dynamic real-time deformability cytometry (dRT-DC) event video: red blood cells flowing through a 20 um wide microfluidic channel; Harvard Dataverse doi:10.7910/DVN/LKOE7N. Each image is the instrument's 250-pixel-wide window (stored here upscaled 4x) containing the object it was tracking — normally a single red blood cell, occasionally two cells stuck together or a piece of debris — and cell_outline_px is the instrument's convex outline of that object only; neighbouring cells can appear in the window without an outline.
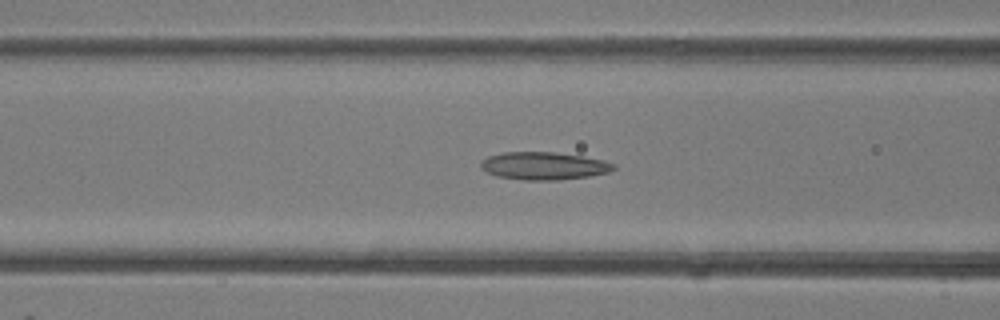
{"species": "common noctule bat (a hibernating species)", "species_latin": "Nyctalus noctula", "temperature_condition": "room temperature", "stored_images_in_passage": 41, "camera_frame_rate_fps": 3000, "um_per_image_px": 0.085, "animal": {"sex": "female"}, "frame": {"image": 1, "passage_image": 17, "time_ms": 5.333, "image_size_px": [1000, 320], "cell_outline_px": [[616, 168], [608, 172], [588, 176], [560, 180], [524, 180], [496, 176], [480, 168], [480, 160], [488, 156], [504, 152], [556, 152], [584, 156], [604, 160], [616, 164]], "centroid_in_image_um": [46.22, 14.09], "position_along_channel_um": 120.4, "area_um2": 21.62}}
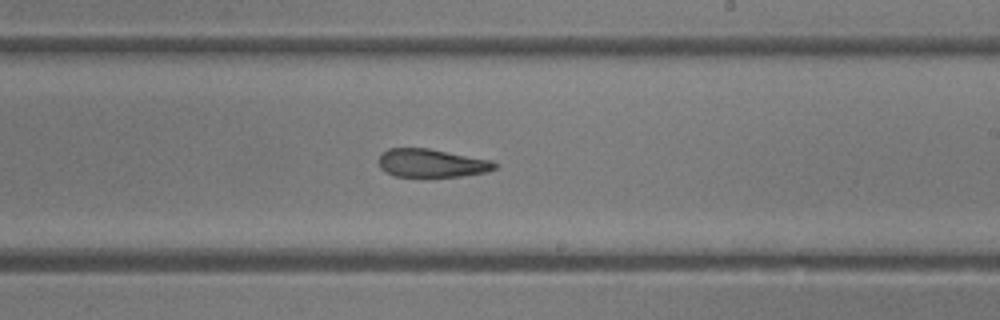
{"frame": {"image": 2, "passage_image": 25, "time_ms": 8.0, "image_size_px": [1000, 320], "cell_outline_px": [[500, 164], [496, 168], [484, 172], [460, 176], [396, 176], [380, 168], [376, 160], [388, 148], [428, 148], [492, 160]], "centroid_in_image_um": [36.69, 13.85], "position_along_channel_um": 252.3, "area_um2": 19.02}}
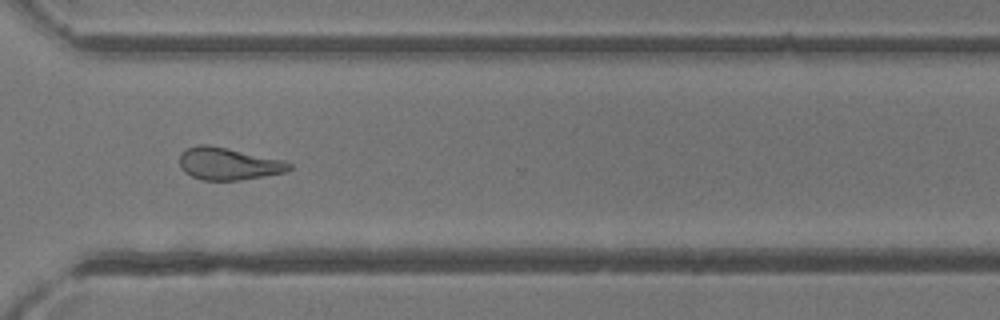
{"frame": {"image": 3, "passage_image": 31, "time_ms": 10.0, "image_size_px": [1000, 320], "cell_outline_px": [[292, 168], [288, 172], [240, 180], [204, 180], [192, 176], [184, 172], [180, 168], [180, 152], [196, 144], [208, 144], [228, 148], [284, 160], [292, 164]], "centroid_in_image_um": [19.42, 13.91], "position_along_channel_um": 351.2, "area_um2": 20.81}}